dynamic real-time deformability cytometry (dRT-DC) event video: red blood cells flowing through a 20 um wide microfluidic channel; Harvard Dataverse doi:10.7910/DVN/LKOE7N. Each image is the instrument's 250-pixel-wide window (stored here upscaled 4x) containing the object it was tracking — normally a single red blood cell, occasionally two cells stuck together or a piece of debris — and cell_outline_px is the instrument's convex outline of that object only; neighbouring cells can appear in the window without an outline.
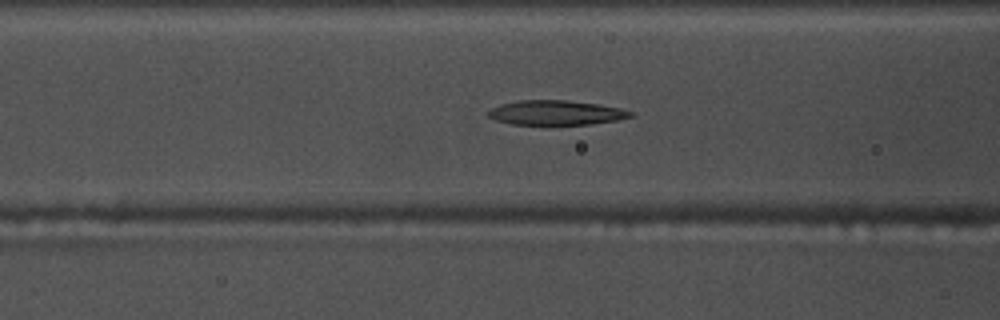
{"species": "common noctule bat (a hibernating species)", "species_latin": "Nyctalus noctula", "temperature_condition": "warm", "stored_images_in_passage": 52, "camera_frame_rate_fps": 3000, "um_per_image_px": 0.085, "animal": {"sex": "male", "body_mass_g": 17.5, "forearm_length_mm": 52.3}, "frame": {"image": 1, "passage_image": 21, "time_ms": 6.667, "image_size_px": [1000, 320], "cell_outline_px": [[636, 116], [616, 120], [592, 124], [552, 128], [512, 124], [496, 120], [488, 116], [484, 112], [500, 104], [516, 100], [568, 100], [600, 104], [620, 108], [636, 112]], "centroid_in_image_um": [47.27, 9.62], "position_along_channel_um": 119.3, "area_um2": 21.79}}
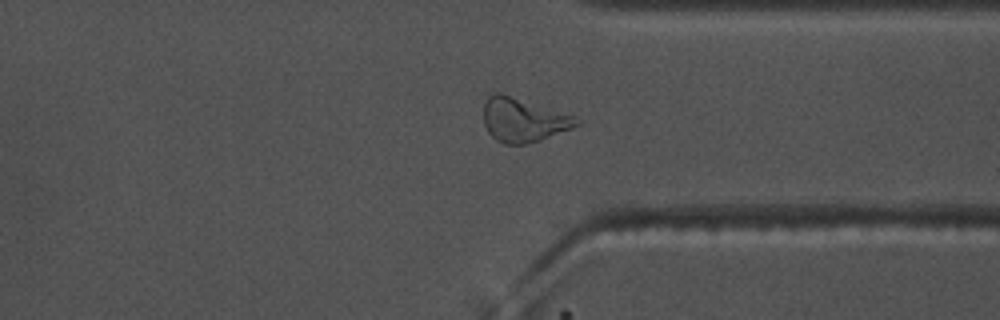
{"frame": {"image": 2, "passage_image": 41, "time_ms": 13.333, "image_size_px": [1000, 320], "cell_outline_px": [[580, 124], [572, 128], [540, 140], [524, 144], [504, 144], [496, 140], [488, 132], [484, 124], [484, 104], [488, 96], [496, 92], [500, 92], [576, 116], [580, 120]], "centroid_in_image_um": [44.48, 10.19], "position_along_channel_um": 366.9, "area_um2": 23.76}}
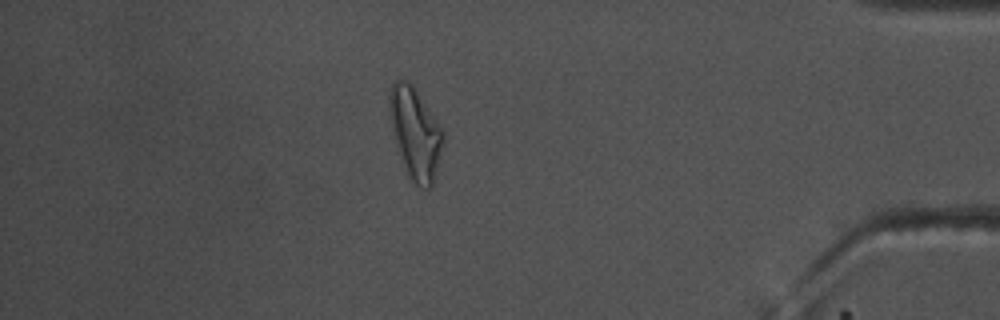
{"frame": {"image": 3, "passage_image": 47, "time_ms": 15.333, "image_size_px": [1000, 320], "cell_outline_px": [[444, 136], [440, 156], [432, 188], [420, 188], [412, 184], [408, 180], [404, 172], [388, 112], [388, 96], [392, 84], [400, 76], [416, 92], [436, 120], [444, 132]], "centroid_in_image_um": [35.27, 11.42], "position_along_channel_um": 399.9, "area_um2": 28.44}, "authors_computed_cell_mechanics": {"area_um2": 21.9929, "velocity_mm_per_s": 3.7339, "shape_relaxation_time_tau1_ms": null, "shape_relaxation_time_tau2_ms": 4.7402, "deformation_change_tau1": null, "deformation_change_tau2": 0.1579}}